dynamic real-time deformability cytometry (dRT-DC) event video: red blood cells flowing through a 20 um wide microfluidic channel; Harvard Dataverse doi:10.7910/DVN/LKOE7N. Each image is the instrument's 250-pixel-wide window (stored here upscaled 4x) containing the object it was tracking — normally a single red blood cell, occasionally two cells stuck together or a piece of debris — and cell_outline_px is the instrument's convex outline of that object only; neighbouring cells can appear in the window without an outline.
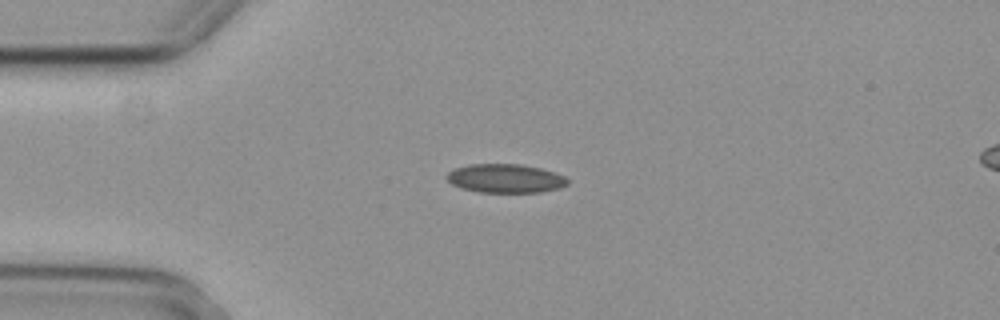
{"species": "common noctule bat (a hibernating species)", "species_latin": "Nyctalus noctula", "temperature_condition": "cold", "stored_images_in_passage": 5, "camera_frame_rate_fps": 3000, "um_per_image_px": 0.085, "animal": {"sex": "female", "body_mass_g": 29.2, "forearm_length_mm": 56.3}, "frame": {"image": 1, "passage_image": 1, "time_ms": 0.0, "image_size_px": [1000, 320], "cell_outline_px": [[568, 184], [560, 188], [540, 192], [476, 192], [460, 188], [452, 184], [444, 176], [448, 172], [456, 168], [468, 164], [520, 164], [540, 168], [564, 176], [568, 180]], "centroid_in_image_um": [42.92, 15.17], "position_along_channel_um": 42.1, "area_um2": 20.29}}
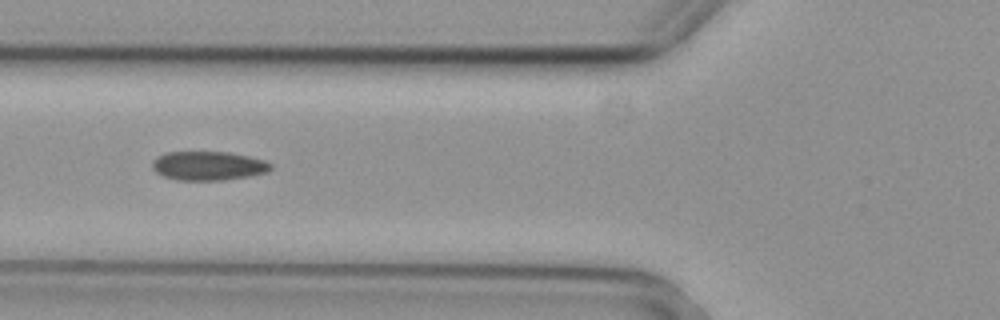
{"frame": {"image": 2, "passage_image": 3, "time_ms": 0.667, "image_size_px": [1000, 320], "cell_outline_px": [[272, 168], [268, 172], [248, 176], [224, 180], [176, 180], [164, 176], [156, 172], [152, 168], [152, 160], [156, 156], [168, 152], [228, 152], [248, 156], [264, 160], [272, 164]], "centroid_in_image_um": [17.69, 14.09], "position_along_channel_um": 108.1, "area_um2": 20.06}}
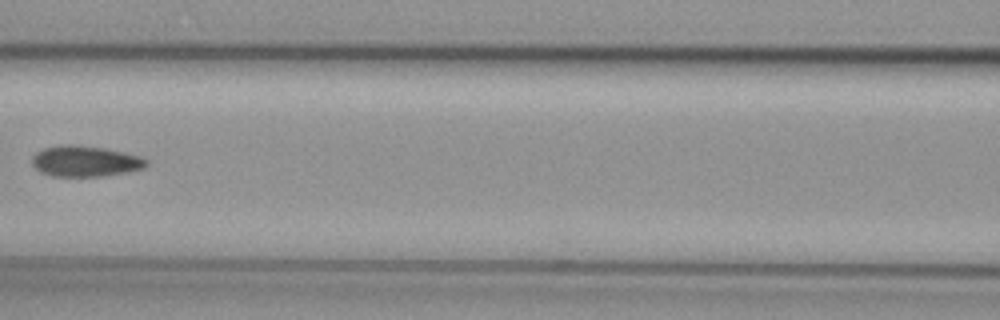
{"frame": {"image": 3, "passage_image": 4, "time_ms": 1.0, "image_size_px": [1000, 320], "cell_outline_px": [[148, 164], [144, 168], [128, 172], [104, 176], [52, 176], [40, 172], [32, 164], [32, 156], [36, 152], [44, 148], [68, 144], [72, 144], [104, 148], [124, 152], [140, 156], [148, 160]], "centroid_in_image_um": [7.26, 13.71], "position_along_channel_um": 159.3, "area_um2": 20.58}}